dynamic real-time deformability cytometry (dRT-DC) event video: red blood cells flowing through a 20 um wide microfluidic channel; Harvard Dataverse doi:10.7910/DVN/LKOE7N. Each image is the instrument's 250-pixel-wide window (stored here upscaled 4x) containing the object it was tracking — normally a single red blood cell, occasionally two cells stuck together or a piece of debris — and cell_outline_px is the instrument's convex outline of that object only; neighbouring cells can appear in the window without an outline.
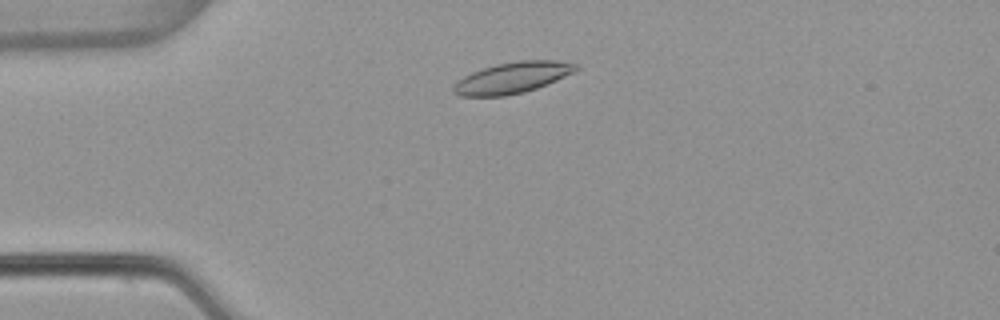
{"species": "common noctule bat (a hibernating species)", "species_latin": "Nyctalus noctula", "temperature_condition": "warm", "stored_images_in_passage": 47, "camera_frame_rate_fps": 3000, "um_per_image_px": 0.085, "animal": {"sex": "female", "body_mass_g": 22.7, "forearm_length_mm": 54.2}, "frame": {"image": 1, "passage_image": 7, "time_ms": 2.0, "image_size_px": [1000, 320], "cell_outline_px": [[580, 68], [556, 80], [536, 88], [524, 92], [504, 96], [460, 96], [452, 92], [452, 88], [464, 76], [472, 72], [496, 64], [520, 60], [560, 60], [580, 64]], "centroid_in_image_um": [43.58, 6.59], "position_along_channel_um": 41.4, "area_um2": 22.08}}
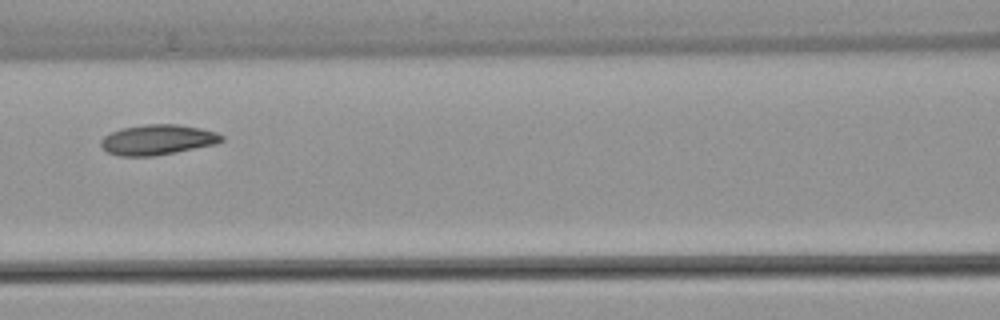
{"frame": {"image": 2, "passage_image": 18, "time_ms": 5.667, "image_size_px": [1000, 320], "cell_outline_px": [[224, 140], [216, 144], [176, 152], [152, 156], [120, 156], [108, 152], [100, 144], [100, 140], [104, 136], [120, 128], [144, 124], [176, 124], [200, 128], [216, 132], [224, 136]], "centroid_in_image_um": [13.4, 11.87], "position_along_channel_um": 153.2, "area_um2": 21.27}}
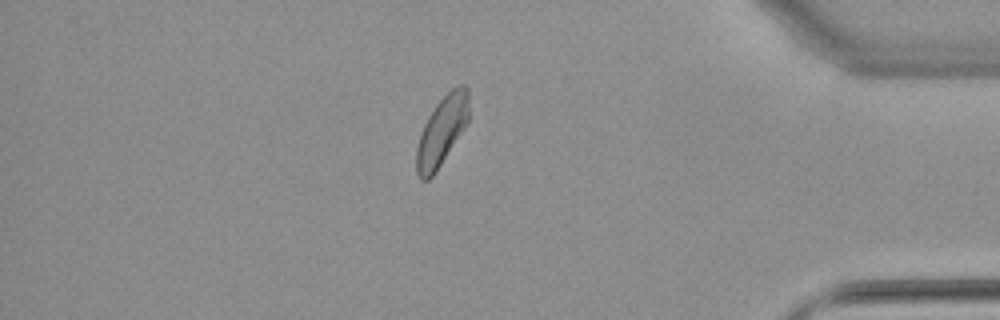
{"frame": {"image": 3, "passage_image": 40, "time_ms": 13.0, "image_size_px": [1000, 320], "cell_outline_px": [[468, 120], [464, 128], [432, 176], [428, 180], [420, 180], [416, 172], [416, 148], [424, 124], [428, 116], [436, 104], [452, 88], [460, 84], [464, 84], [468, 88]], "centroid_in_image_um": [37.54, 11.12], "position_along_channel_um": 397.7, "area_um2": 20.69}, "authors_computed_cell_mechanics": {"area_um2": 21.2126, "velocity_mm_per_s": 3.8032, "shape_relaxation_time_tau1_ms": 4.1663, "shape_relaxation_time_tau2_ms": 8.0082, "deformation_change_tau1": 0.1082, "deformation_change_tau2": 0.1436}}